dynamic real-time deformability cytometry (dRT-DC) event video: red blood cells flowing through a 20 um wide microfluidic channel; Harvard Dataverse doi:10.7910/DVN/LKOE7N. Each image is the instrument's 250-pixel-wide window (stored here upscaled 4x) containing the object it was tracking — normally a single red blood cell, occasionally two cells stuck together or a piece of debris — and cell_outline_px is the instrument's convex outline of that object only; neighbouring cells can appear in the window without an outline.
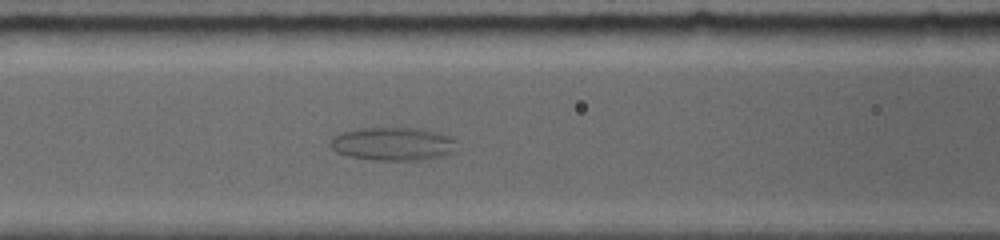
{"species": "common noctule bat (a hibernating species)", "species_latin": "Nyctalus noctula", "temperature_condition": "room temperature", "stored_images_in_passage": 44, "camera_frame_rate_fps": 5000, "um_per_image_px": 0.085, "animal": {"sex": "female", "body_mass_g": 19.0, "forearm_length_mm": 56.7}, "frame": {"image": 1, "passage_image": 17, "time_ms": 5.8, "image_size_px": [1000, 240], "cell_outline_px": [[456, 152], [440, 156], [420, 160], [376, 160], [348, 156], [336, 152], [332, 148], [332, 136], [340, 132], [364, 128], [420, 128], [440, 132], [452, 136], [456, 140]], "centroid_in_image_um": [33.46, 12.22], "position_along_channel_um": 133.1, "area_um2": 24.68}}
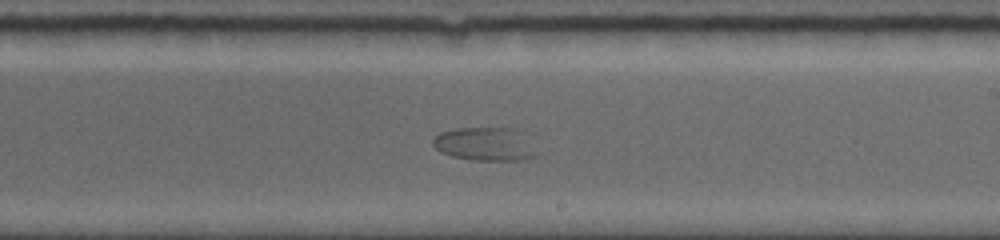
{"frame": {"image": 2, "passage_image": 26, "time_ms": 9.0, "image_size_px": [1000, 240], "cell_outline_px": [[536, 156], [524, 160], [472, 160], [452, 156], [440, 152], [432, 144], [432, 140], [440, 132], [460, 128], [516, 128], [524, 132], [536, 152]], "centroid_in_image_um": [41.24, 12.24], "position_along_channel_um": 247.8, "area_um2": 20.29}}
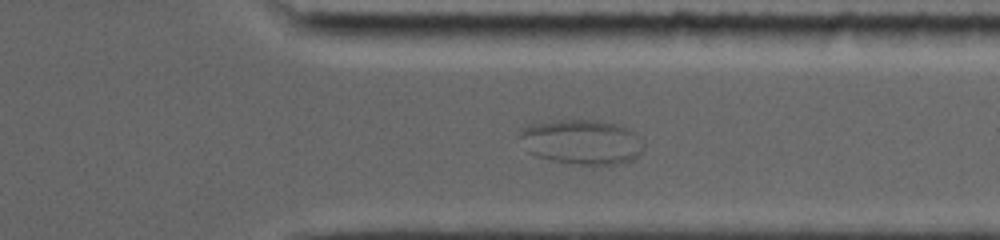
{"frame": {"image": 3, "passage_image": 35, "time_ms": 12.2, "image_size_px": [1000, 240], "cell_outline_px": [[644, 144], [640, 152], [632, 160], [612, 164], [576, 164], [552, 160], [536, 156], [528, 152], [520, 136], [520, 128], [532, 124], [560, 120], [600, 120], [616, 124], [628, 128], [640, 136], [644, 140]], "centroid_in_image_um": [49.46, 12.05], "position_along_channel_um": 361.9, "area_um2": 32.19}}